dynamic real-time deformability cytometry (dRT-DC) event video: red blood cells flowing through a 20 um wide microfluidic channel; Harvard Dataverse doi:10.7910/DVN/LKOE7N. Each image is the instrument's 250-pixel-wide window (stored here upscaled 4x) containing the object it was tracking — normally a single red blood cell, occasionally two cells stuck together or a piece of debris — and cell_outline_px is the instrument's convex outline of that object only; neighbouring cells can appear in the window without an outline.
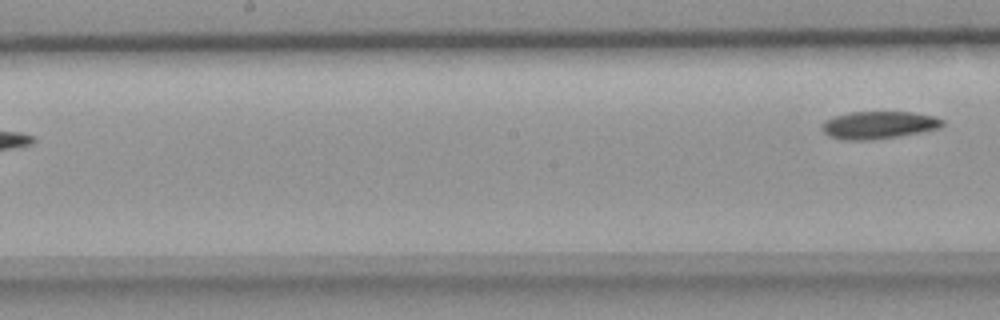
{"species": "common noctule bat (a hibernating species)", "species_latin": "Nyctalus noctula", "temperature_condition": "room temperature", "stored_images_in_passage": 7, "camera_frame_rate_fps": 3000, "um_per_image_px": 0.085, "animal": {"sex": "female", "body_mass_g": 18.4}, "frame": {"image": 1, "passage_image": 7, "time_ms": 2.0, "image_size_px": [1000, 320], "cell_outline_px": [[944, 124], [940, 128], [920, 132], [896, 136], [868, 140], [844, 140], [832, 136], [824, 132], [824, 120], [848, 112], [912, 112], [936, 116], [944, 120]], "centroid_in_image_um": [74.74, 10.61], "position_along_channel_um": 173.5, "area_um2": 19.07}}